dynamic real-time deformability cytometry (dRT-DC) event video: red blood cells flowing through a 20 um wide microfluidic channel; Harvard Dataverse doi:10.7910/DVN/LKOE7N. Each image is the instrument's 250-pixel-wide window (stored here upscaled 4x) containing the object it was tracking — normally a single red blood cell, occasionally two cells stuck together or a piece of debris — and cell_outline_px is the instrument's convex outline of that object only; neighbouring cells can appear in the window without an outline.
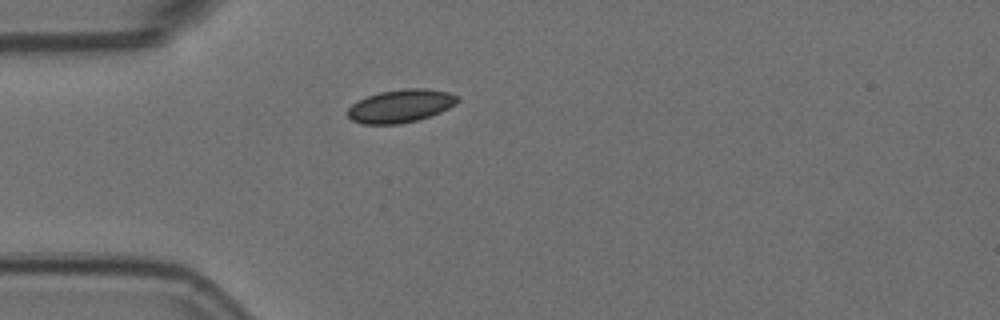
{"species": "Egyptian fruit bat (a non-hibernating species)", "species_latin": "Rousettus aegyptiacus", "temperature_condition": "room temperature", "stored_images_in_passage": 2, "camera_frame_rate_fps": 3000, "um_per_image_px": 0.085, "animal": {"sex": "female"}, "frame": {"image": 1, "passage_image": 1, "time_ms": 0.0, "image_size_px": [1000, 320], "cell_outline_px": [[460, 100], [456, 104], [440, 112], [416, 120], [400, 124], [360, 124], [352, 120], [348, 116], [348, 108], [352, 104], [368, 96], [380, 92], [404, 88], [428, 88], [448, 92], [460, 96]], "centroid_in_image_um": [34.08, 9.0], "position_along_channel_um": 50.9, "area_um2": 21.15}}